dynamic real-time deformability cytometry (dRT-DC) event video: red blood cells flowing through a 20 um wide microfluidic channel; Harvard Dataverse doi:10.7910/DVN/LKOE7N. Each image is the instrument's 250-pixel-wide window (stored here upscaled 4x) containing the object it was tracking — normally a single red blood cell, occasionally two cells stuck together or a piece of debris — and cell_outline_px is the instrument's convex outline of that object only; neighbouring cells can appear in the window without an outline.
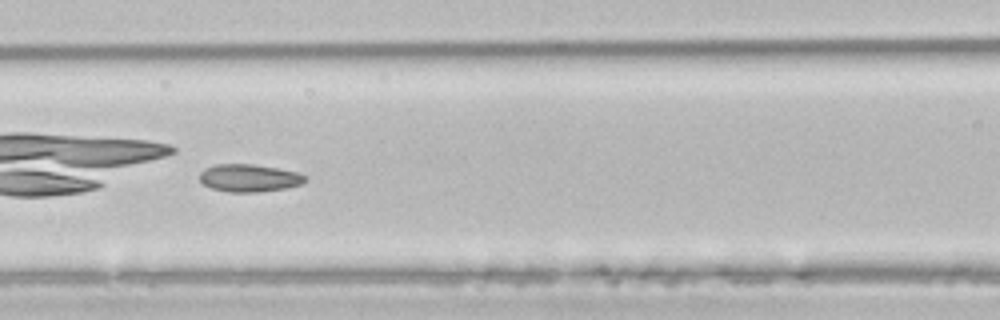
{"species": "common noctule bat (a hibernating species)", "species_latin": "Nyctalus noctula", "temperature_condition": "room temperature", "stored_images_in_passage": 13, "camera_frame_rate_fps": 3000, "um_per_image_px": 0.085, "animal": {"sex": "male", "body_mass_g": 21.5, "forearm_length_mm": 52.0}, "frame": {"image": 1, "passage_image": 8, "time_ms": 2.333, "image_size_px": [1000, 320], "cell_outline_px": [[308, 180], [304, 184], [284, 188], [256, 192], [228, 192], [212, 188], [204, 184], [200, 180], [200, 172], [204, 168], [216, 164], [252, 164], [276, 168], [296, 172], [304, 176]], "centroid_in_image_um": [21.17, 15.13], "position_along_channel_um": 145.4, "area_um2": 16.88}}